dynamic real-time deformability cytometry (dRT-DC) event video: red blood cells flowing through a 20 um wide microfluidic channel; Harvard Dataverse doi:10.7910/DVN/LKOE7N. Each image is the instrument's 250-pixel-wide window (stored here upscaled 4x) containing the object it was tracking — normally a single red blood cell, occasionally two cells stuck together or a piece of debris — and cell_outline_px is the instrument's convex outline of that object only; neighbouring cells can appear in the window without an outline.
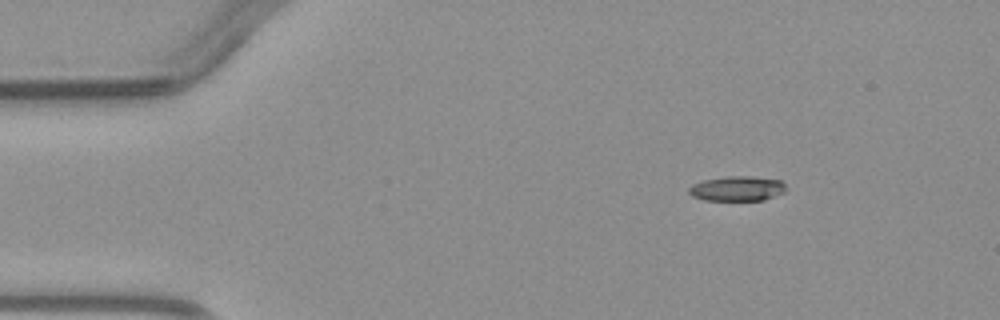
{"species": "common noctule bat (a hibernating species)", "species_latin": "Nyctalus noctula", "temperature_condition": "warm", "stored_images_in_passage": 3, "camera_frame_rate_fps": 3000, "um_per_image_px": 0.085, "animal": {"sex": "male", "body_mass_g": 23.1, "forearm_length_mm": 52.7}, "frame": {"image": 1, "passage_image": 1, "time_ms": 0.0, "image_size_px": [1000, 320], "cell_outline_px": [[788, 188], [784, 192], [776, 196], [764, 200], [704, 200], [692, 196], [688, 192], [688, 188], [692, 184], [704, 180], [728, 176], [748, 176], [780, 180]], "centroid_in_image_um": [62.66, 16.03], "position_along_channel_um": 22.3, "area_um2": 14.1}}
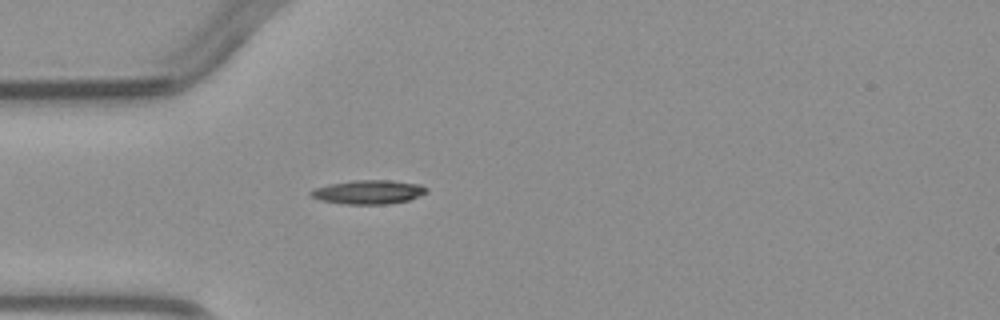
{"frame": {"image": 2, "passage_image": 3, "time_ms": 2.333, "image_size_px": [1000, 320], "cell_outline_px": [[428, 192], [420, 196], [408, 200], [388, 204], [344, 204], [320, 200], [312, 196], [308, 192], [312, 188], [328, 184], [352, 180], [388, 180], [420, 184], [428, 188]], "centroid_in_image_um": [31.31, 16.32], "position_along_channel_um": 53.7, "area_um2": 16.3}}